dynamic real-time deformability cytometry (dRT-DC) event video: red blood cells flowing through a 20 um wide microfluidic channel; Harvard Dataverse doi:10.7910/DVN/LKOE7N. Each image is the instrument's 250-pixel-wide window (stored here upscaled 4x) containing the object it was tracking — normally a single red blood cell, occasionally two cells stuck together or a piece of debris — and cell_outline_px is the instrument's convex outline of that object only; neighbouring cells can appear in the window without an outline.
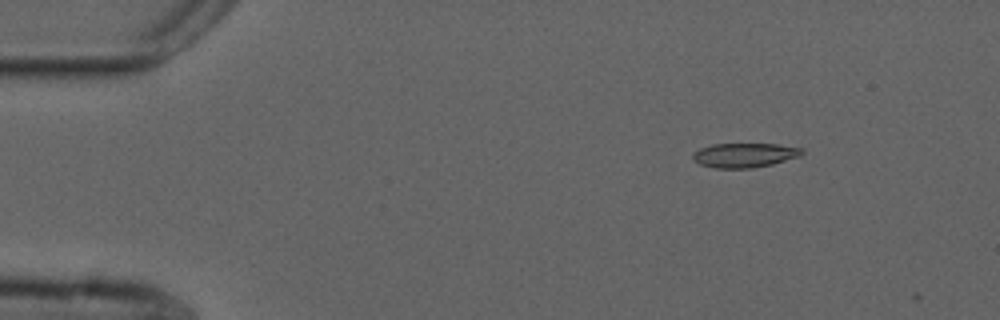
{"species": "common noctule bat (a hibernating species)", "species_latin": "Nyctalus noctula", "temperature_condition": "cold", "stored_images_in_passage": 2, "camera_frame_rate_fps": 3000, "um_per_image_px": 0.085, "animal": {"sex": "male", "forearm_length_mm": 52.5}, "frame": {"image": 1, "passage_image": 1, "time_ms": 0.0, "image_size_px": [1000, 320], "cell_outline_px": [[804, 152], [800, 156], [772, 164], [752, 168], [716, 168], [700, 164], [692, 160], [692, 152], [700, 148], [712, 144], [776, 144], [804, 148]], "centroid_in_image_um": [63.27, 13.18], "position_along_channel_um": 21.7, "area_um2": 15.61}}